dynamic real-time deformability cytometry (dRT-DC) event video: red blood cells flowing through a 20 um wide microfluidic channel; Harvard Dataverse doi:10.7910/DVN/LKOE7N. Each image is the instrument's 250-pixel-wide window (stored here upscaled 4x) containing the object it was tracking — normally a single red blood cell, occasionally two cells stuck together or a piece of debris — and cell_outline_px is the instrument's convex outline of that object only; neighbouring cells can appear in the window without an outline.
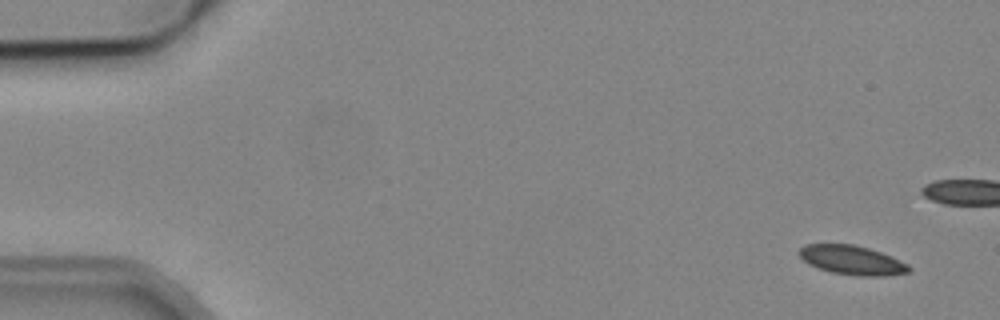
{"species": "common noctule bat (a hibernating species)", "species_latin": "Nyctalus noctula", "temperature_condition": "cold", "stored_images_in_passage": 5, "camera_frame_rate_fps": 3000, "um_per_image_px": 0.085, "animal": {"sex": "male", "body_mass_g": 19.2, "forearm_length_mm": 51.8}, "frame": {"image": 1, "passage_image": 1, "time_ms": 0.0, "image_size_px": [1000, 320], "cell_outline_px": [[912, 268], [908, 272], [884, 276], [860, 276], [832, 272], [816, 268], [808, 264], [800, 256], [800, 248], [808, 244], [852, 244], [868, 248], [880, 252], [908, 264]], "centroid_in_image_um": [72.42, 22.12], "position_along_channel_um": 12.6, "area_um2": 18.44}}